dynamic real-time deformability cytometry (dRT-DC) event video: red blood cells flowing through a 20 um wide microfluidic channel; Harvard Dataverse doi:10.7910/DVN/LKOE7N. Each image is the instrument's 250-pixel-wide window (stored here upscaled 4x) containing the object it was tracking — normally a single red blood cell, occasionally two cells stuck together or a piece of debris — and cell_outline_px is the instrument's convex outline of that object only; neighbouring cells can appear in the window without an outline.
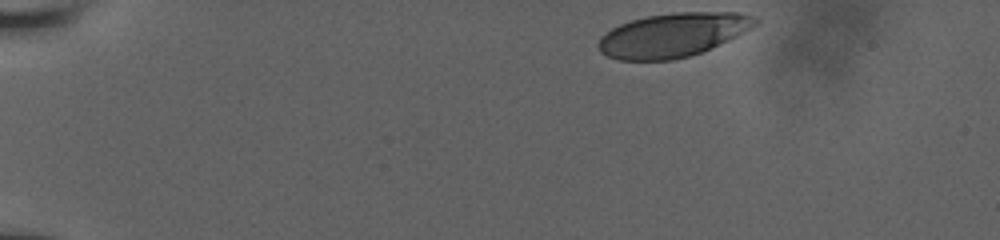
{"species": "human", "species_latin": "Homo sapiens", "temperature_condition": "room temperature", "stored_images_in_passage": 46, "camera_frame_rate_fps": 3000, "um_per_image_px": 0.085, "donor": {"sex": "male"}, "frame": {"image": 1, "passage_image": 1, "time_ms": 0.0, "image_size_px": [1000, 240], "cell_outline_px": [[760, 20], [752, 28], [728, 40], [700, 52], [688, 56], [672, 60], [620, 60], [608, 56], [600, 52], [596, 44], [600, 36], [612, 28], [620, 24], [632, 20], [648, 16], [672, 12], [740, 12], [756, 16]], "centroid_in_image_um": [57.19, 2.96], "position_along_channel_um": 27.8, "area_um2": 40.17}}
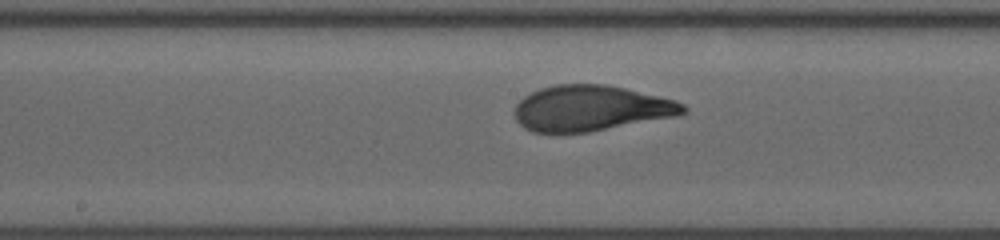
{"frame": {"image": 2, "passage_image": 27, "time_ms": 7.0, "image_size_px": [1000, 240], "cell_outline_px": [[688, 112], [680, 116], [588, 132], [532, 132], [524, 128], [516, 120], [516, 104], [524, 96], [540, 88], [556, 84], [604, 84], [624, 88], [676, 100], [684, 104], [688, 108]], "centroid_in_image_um": [50.27, 9.2], "position_along_channel_um": 197.9, "area_um2": 44.91}}
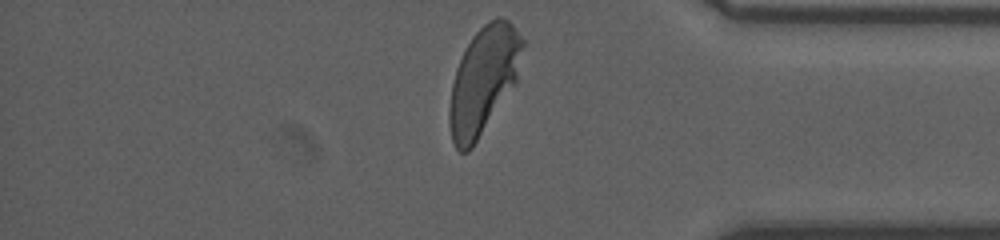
{"frame": {"image": 3, "passage_image": 46, "time_ms": 12.333, "image_size_px": [1000, 240], "cell_outline_px": [[524, 44], [516, 84], [472, 148], [468, 152], [460, 152], [456, 148], [452, 140], [448, 124], [448, 112], [452, 84], [456, 68], [472, 36], [488, 20], [496, 16], [504, 16], [512, 24], [524, 40]], "centroid_in_image_um": [41.1, 6.82], "position_along_channel_um": 394.1, "area_um2": 45.84}}